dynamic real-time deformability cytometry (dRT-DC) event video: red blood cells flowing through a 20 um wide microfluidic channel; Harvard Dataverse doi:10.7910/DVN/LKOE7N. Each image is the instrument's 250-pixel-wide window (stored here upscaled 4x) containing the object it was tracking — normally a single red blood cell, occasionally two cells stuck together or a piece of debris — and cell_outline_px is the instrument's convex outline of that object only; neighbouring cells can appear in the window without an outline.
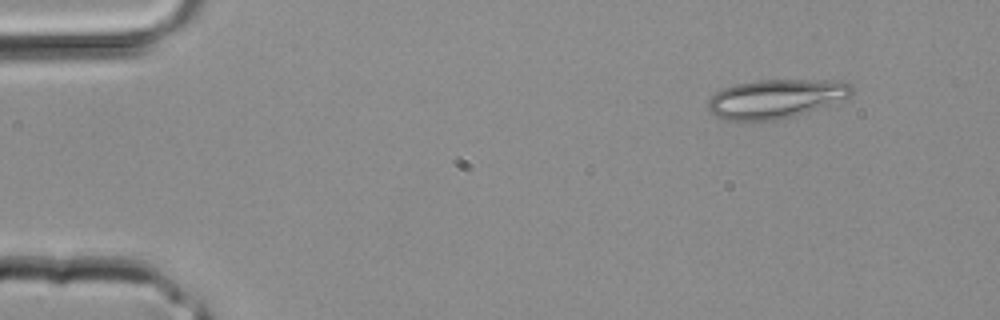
{"species": "common noctule bat (a hibernating species)", "species_latin": "Nyctalus noctula", "temperature_condition": "room temperature", "stored_images_in_passage": 4, "camera_frame_rate_fps": 3000, "um_per_image_px": 0.085, "animal": {"sex": "male", "body_mass_g": 20.4}, "frame": {"image": 1, "passage_image": 4, "time_ms": 1.0, "image_size_px": [1000, 320], "cell_outline_px": [[856, 88], [848, 96], [828, 104], [780, 120], [728, 120], [716, 116], [708, 112], [708, 100], [716, 92], [724, 88], [736, 84], [756, 80], [840, 80], [852, 84]], "centroid_in_image_um": [65.92, 8.37], "position_along_channel_um": 19.1, "area_um2": 32.31}}